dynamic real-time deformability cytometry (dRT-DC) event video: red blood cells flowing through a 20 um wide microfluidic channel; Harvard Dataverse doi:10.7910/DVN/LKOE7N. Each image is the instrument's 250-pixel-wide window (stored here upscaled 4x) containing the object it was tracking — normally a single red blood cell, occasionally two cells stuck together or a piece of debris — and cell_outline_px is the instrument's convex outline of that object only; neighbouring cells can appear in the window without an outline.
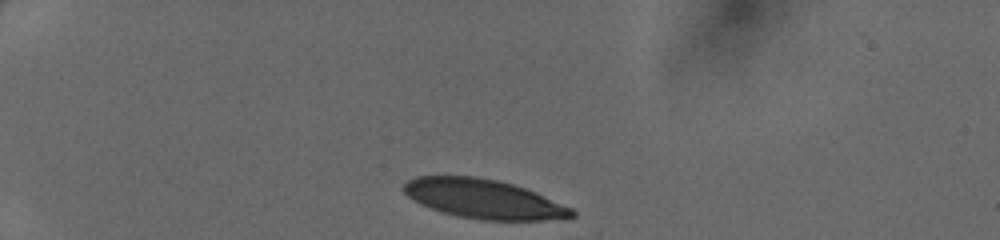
{"species": "human", "species_latin": "Homo sapiens", "temperature_condition": "cold", "stored_images_in_passage": 32, "camera_frame_rate_fps": 3000, "um_per_image_px": 0.085, "donor": {"sex": "female"}, "frame": {"image": 1, "passage_image": 1, "time_ms": 0.0, "image_size_px": [1000, 240], "cell_outline_px": [[576, 216], [544, 220], [484, 220], [460, 216], [444, 212], [420, 204], [408, 196], [404, 192], [404, 184], [408, 180], [416, 176], [472, 176], [496, 180], [512, 184], [536, 192], [572, 208], [576, 212]], "centroid_in_image_um": [41.12, 16.9], "position_along_channel_um": 43.9, "area_um2": 37.97}}
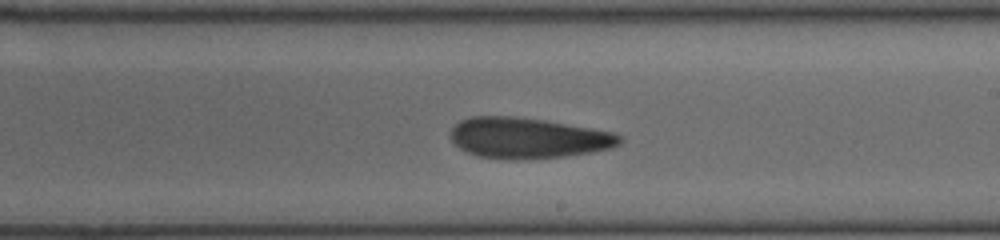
{"frame": {"image": 2, "passage_image": 19, "time_ms": 6.0, "image_size_px": [1000, 240], "cell_outline_px": [[624, 140], [620, 144], [612, 148], [592, 152], [564, 156], [516, 160], [512, 160], [476, 156], [460, 148], [448, 136], [448, 132], [460, 120], [472, 116], [512, 116], [544, 120], [592, 128], [612, 132], [620, 136]], "centroid_in_image_um": [44.85, 11.73], "position_along_channel_um": 244.1, "area_um2": 40.29}}
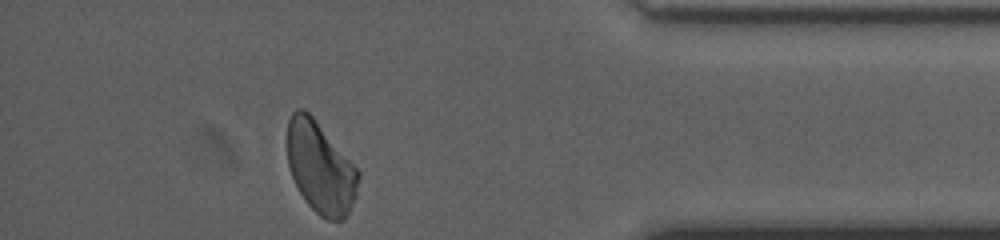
{"frame": {"image": 3, "passage_image": 32, "time_ms": 10.333, "image_size_px": [1000, 240], "cell_outline_px": [[360, 176], [356, 196], [344, 220], [328, 220], [320, 216], [304, 200], [288, 168], [284, 140], [288, 120], [292, 112], [296, 108], [304, 108], [312, 116], [360, 172]], "centroid_in_image_um": [27.18, 14.22], "position_along_channel_um": 408.0, "area_um2": 38.26}}